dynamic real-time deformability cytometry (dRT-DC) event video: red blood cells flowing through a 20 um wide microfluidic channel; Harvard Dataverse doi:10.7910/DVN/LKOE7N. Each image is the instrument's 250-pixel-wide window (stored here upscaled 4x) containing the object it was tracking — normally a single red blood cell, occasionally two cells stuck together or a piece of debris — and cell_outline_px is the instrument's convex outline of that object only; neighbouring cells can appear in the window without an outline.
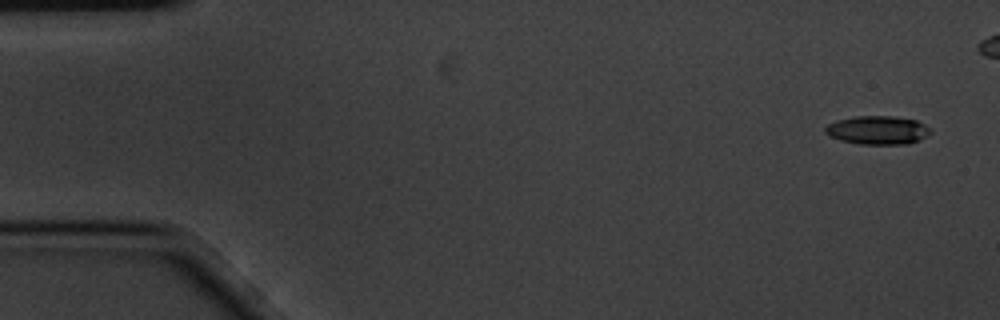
{"species": "common noctule bat (a hibernating species)", "species_latin": "Nyctalus noctula", "temperature_condition": "cold", "stored_images_in_passage": 6, "camera_frame_rate_fps": 3000, "um_per_image_px": 0.085, "animal": {"sex": "male", "body_mass_g": 20.1, "forearm_length_mm": 53.5}, "frame": {"image": 1, "passage_image": 1, "time_ms": 0.0, "image_size_px": [1000, 320], "cell_outline_px": [[932, 132], [928, 136], [908, 144], [860, 144], [840, 140], [824, 132], [824, 128], [828, 124], [836, 120], [856, 116], [892, 116], [916, 120], [924, 124]], "centroid_in_image_um": [74.6, 11.06], "position_along_channel_um": 10.4, "area_um2": 17.46}}